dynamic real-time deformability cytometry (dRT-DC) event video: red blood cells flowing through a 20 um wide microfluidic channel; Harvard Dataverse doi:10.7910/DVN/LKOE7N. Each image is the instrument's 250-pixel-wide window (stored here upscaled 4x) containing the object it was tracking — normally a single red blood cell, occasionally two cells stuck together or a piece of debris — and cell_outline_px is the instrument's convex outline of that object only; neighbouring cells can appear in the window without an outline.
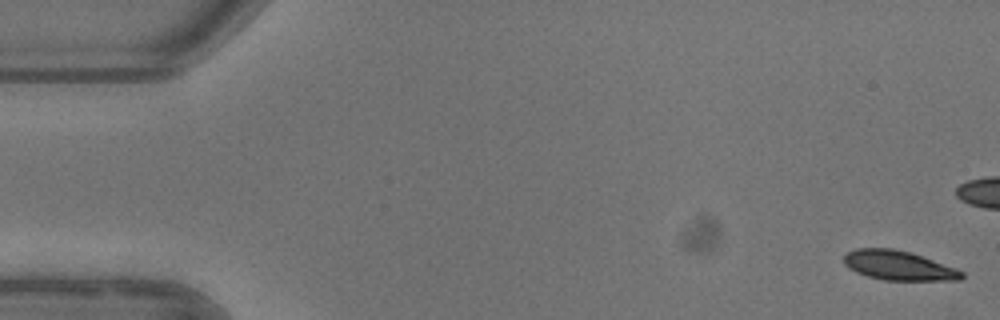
{"species": "common noctule bat (a hibernating species)", "species_latin": "Nyctalus noctula", "temperature_condition": "warm", "stored_images_in_passage": 42, "camera_frame_rate_fps": 3000, "um_per_image_px": 0.085, "animal": {"sex": "female"}, "frame": {"image": 1, "passage_image": 1, "time_ms": 0.0, "image_size_px": [1000, 320], "cell_outline_px": [[964, 276], [960, 280], [884, 280], [868, 276], [856, 272], [848, 268], [844, 264], [844, 256], [848, 252], [856, 248], [892, 248], [908, 252], [956, 268], [964, 272]], "centroid_in_image_um": [76.36, 22.57], "position_along_channel_um": 8.6, "area_um2": 20.0}}
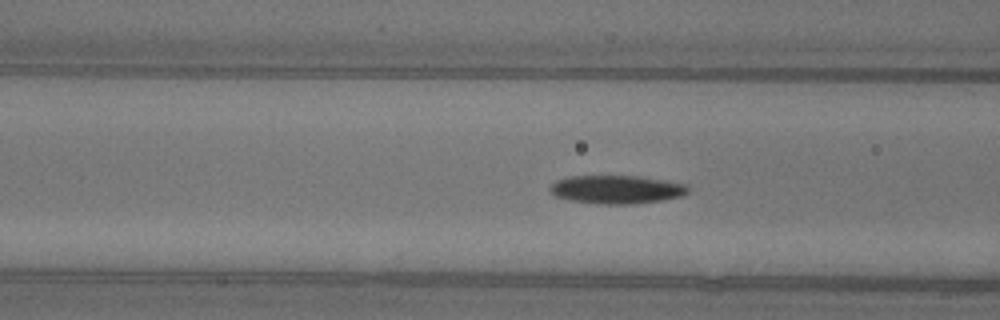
{"frame": {"image": 2, "passage_image": 20, "time_ms": 6.333, "image_size_px": [1000, 320], "cell_outline_px": [[688, 192], [680, 196], [660, 200], [632, 204], [604, 204], [572, 200], [556, 196], [548, 188], [556, 180], [568, 176], [640, 176], [664, 180], [684, 184], [688, 188]], "centroid_in_image_um": [52.38, 16.09], "position_along_channel_um": 114.2, "area_um2": 22.48}}
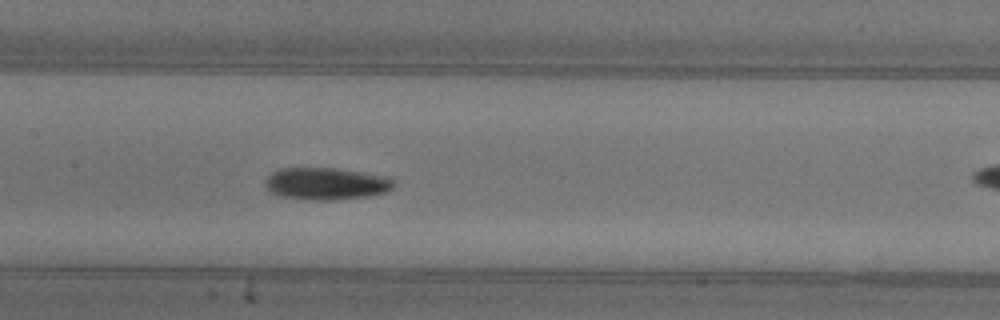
{"frame": {"image": 3, "passage_image": 25, "time_ms": 8.0, "image_size_px": [1000, 320], "cell_outline_px": [[396, 184], [388, 192], [368, 196], [332, 200], [316, 200], [280, 196], [268, 192], [264, 184], [268, 176], [272, 172], [280, 168], [340, 168], [392, 176], [396, 180]], "centroid_in_image_um": [27.79, 15.6], "position_along_channel_um": 179.6, "area_um2": 24.62}}